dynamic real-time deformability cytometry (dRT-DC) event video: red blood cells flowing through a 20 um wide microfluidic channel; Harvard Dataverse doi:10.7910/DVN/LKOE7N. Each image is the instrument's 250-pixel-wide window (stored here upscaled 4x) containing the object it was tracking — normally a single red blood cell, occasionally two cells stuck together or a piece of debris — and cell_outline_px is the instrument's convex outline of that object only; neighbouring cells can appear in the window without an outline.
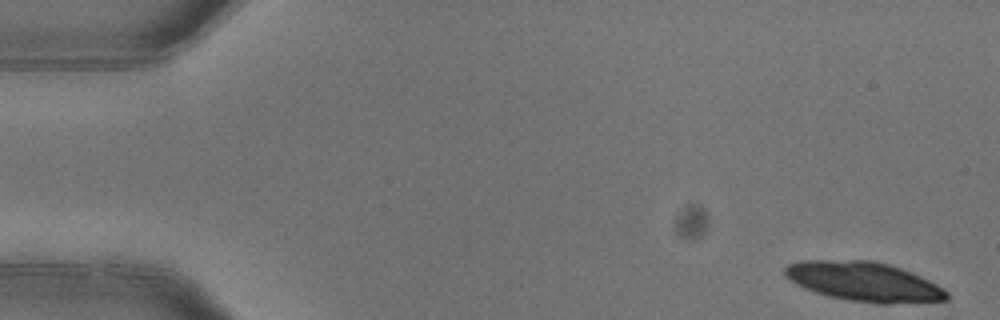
{"species": "common noctule bat (a hibernating species)", "species_latin": "Nyctalus noctula", "temperature_condition": "warm", "stored_images_in_passage": 6, "camera_frame_rate_fps": 3000, "um_per_image_px": 0.085, "animal": {"sex": "female"}, "frame": {"image": 1, "passage_image": 1, "time_ms": 0.0, "image_size_px": [1000, 320], "cell_outline_px": [[948, 300], [888, 304], [876, 304], [848, 300], [828, 296], [804, 288], [788, 280], [784, 276], [784, 268], [788, 264], [800, 260], [872, 260], [888, 264], [900, 268], [920, 276], [944, 288], [948, 292]], "centroid_in_image_um": [73.4, 23.94], "position_along_channel_um": 11.6, "area_um2": 37.34}}